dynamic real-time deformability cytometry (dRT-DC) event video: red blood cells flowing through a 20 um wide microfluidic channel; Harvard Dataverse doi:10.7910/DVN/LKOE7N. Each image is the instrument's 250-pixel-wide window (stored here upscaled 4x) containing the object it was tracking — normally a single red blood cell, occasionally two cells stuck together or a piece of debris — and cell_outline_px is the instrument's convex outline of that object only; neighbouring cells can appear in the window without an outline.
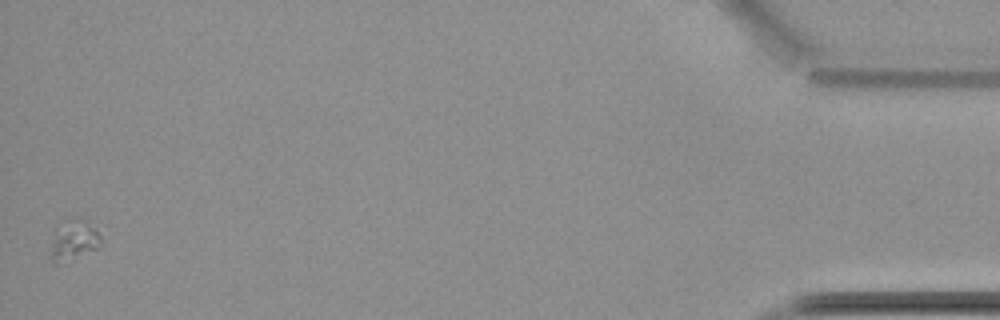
{"species": "common noctule bat (a hibernating species)", "species_latin": "Nyctalus noctula", "temperature_condition": "cold", "stored_images_in_passage": 51, "camera_frame_rate_fps": 3000, "um_per_image_px": 0.085, "animal": {"sex": "female", "body_mass_g": 22.7, "forearm_length_mm": 54.2}, "frame": {"image": 1, "passage_image": 51, "time_ms": 16.667, "image_size_px": [1000, 320], "cell_outline_px": [[104, 244], [100, 248], [60, 264], [56, 264], [52, 260], [52, 244], [56, 236], [76, 216], [80, 216], [100, 220]], "centroid_in_image_um": [6.57, 20.36], "position_along_channel_um": 428.6, "area_um2": 12.25}}